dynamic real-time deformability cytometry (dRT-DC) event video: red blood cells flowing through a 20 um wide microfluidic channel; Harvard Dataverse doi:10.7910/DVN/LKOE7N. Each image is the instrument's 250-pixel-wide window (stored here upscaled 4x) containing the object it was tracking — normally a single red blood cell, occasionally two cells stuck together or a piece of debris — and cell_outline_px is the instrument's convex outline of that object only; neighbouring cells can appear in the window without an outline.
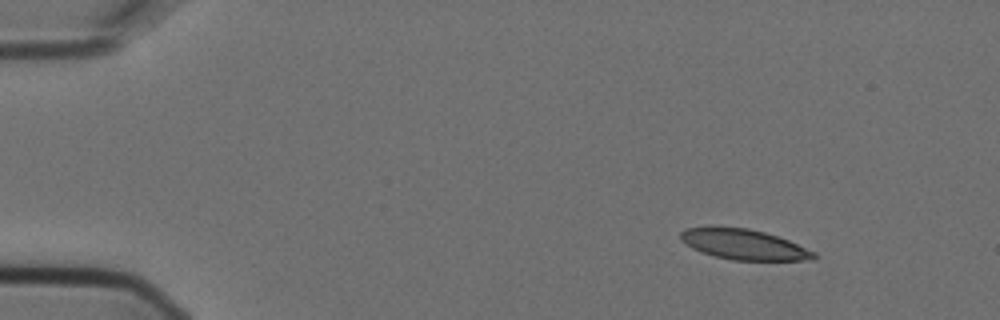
{"species": "Egyptian fruit bat (a non-hibernating species)", "species_latin": "Rousettus aegyptiacus", "temperature_condition": "cold", "stored_images_in_passage": 5, "camera_frame_rate_fps": 3000, "um_per_image_px": 0.085, "animal": {"sex": "female"}, "frame": {"image": 1, "passage_image": 1, "time_ms": 0.0, "image_size_px": [1000, 320], "cell_outline_px": [[816, 256], [812, 260], [732, 260], [700, 252], [692, 248], [680, 240], [680, 232], [684, 228], [712, 224], [748, 228], [764, 232], [788, 240], [816, 252]], "centroid_in_image_um": [63.14, 20.73], "position_along_channel_um": 21.9, "area_um2": 24.1}}
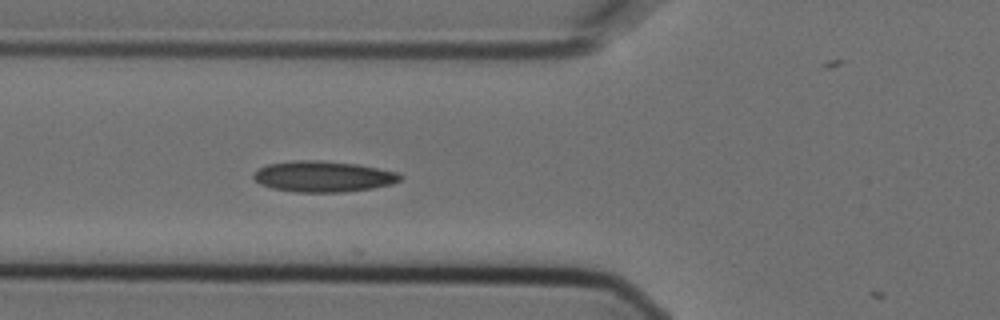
{"frame": {"image": 2, "passage_image": 5, "time_ms": 1.333, "image_size_px": [1000, 320], "cell_outline_px": [[404, 176], [400, 180], [392, 184], [372, 188], [344, 192], [296, 192], [272, 188], [260, 184], [252, 176], [260, 168], [268, 164], [292, 160], [320, 160], [356, 164], [396, 172]], "centroid_in_image_um": [27.47, 15.0], "position_along_channel_um": 98.3, "area_um2": 26.3}}